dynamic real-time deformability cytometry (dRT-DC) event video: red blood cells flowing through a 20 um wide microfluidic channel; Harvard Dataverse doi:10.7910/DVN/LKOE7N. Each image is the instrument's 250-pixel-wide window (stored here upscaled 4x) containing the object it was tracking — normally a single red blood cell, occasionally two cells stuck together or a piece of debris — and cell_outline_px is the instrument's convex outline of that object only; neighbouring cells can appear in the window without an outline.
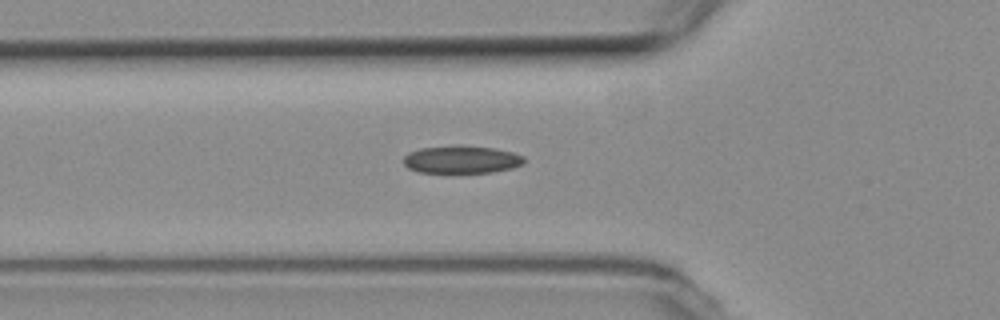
{"species": "common noctule bat (a hibernating species)", "species_latin": "Nyctalus noctula", "temperature_condition": "room temperature", "stored_images_in_passage": 53, "camera_frame_rate_fps": 3000, "um_per_image_px": 0.085, "animal": {"sex": "female", "body_mass_g": 19.3, "forearm_length_mm": 54.1}, "frame": {"image": 1, "passage_image": 18, "time_ms": 5.667, "image_size_px": [1000, 320], "cell_outline_px": [[524, 164], [512, 168], [492, 172], [416, 172], [408, 168], [404, 164], [404, 156], [408, 152], [420, 148], [460, 144], [492, 148], [512, 152], [524, 156]], "centroid_in_image_um": [39.21, 13.54], "position_along_channel_um": 86.6, "area_um2": 19.59}}
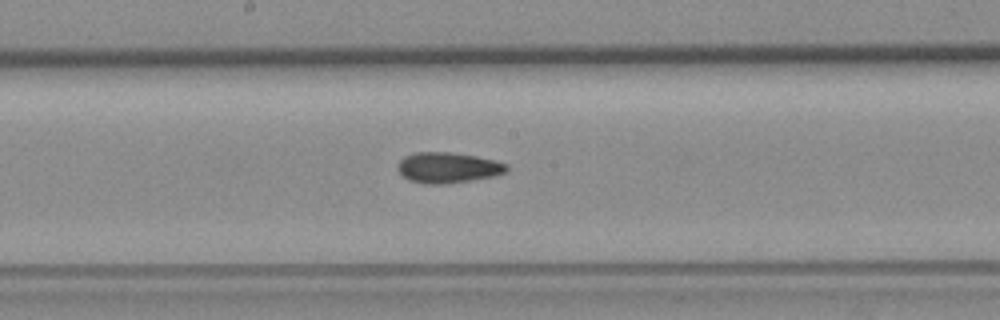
{"frame": {"image": 2, "passage_image": 28, "time_ms": 9.0, "image_size_px": [1000, 320], "cell_outline_px": [[508, 172], [496, 176], [448, 184], [424, 184], [408, 180], [396, 168], [396, 164], [404, 156], [416, 152], [452, 152], [476, 156], [496, 160], [508, 164]], "centroid_in_image_um": [38.09, 14.25], "position_along_channel_um": 210.1, "area_um2": 19.83}}
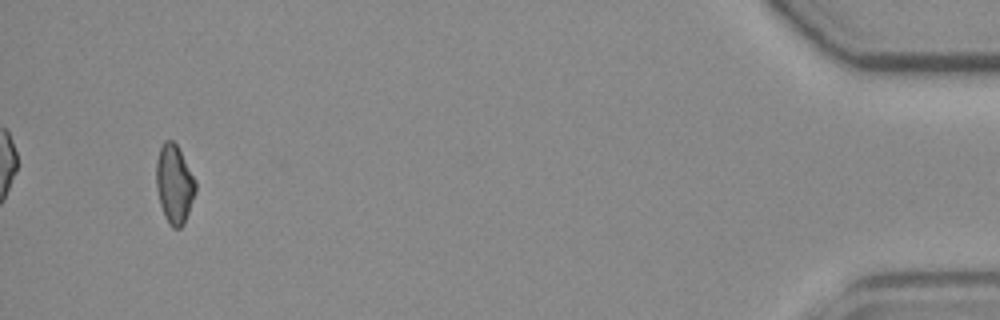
{"frame": {"image": 3, "passage_image": 52, "time_ms": 17.0, "image_size_px": [1000, 320], "cell_outline_px": [[196, 192], [184, 224], [180, 228], [172, 228], [168, 224], [164, 216], [160, 204], [156, 188], [156, 160], [160, 148], [164, 140], [172, 140], [176, 144], [196, 180]], "centroid_in_image_um": [14.81, 15.67], "position_along_channel_um": 420.4, "area_um2": 18.15}}